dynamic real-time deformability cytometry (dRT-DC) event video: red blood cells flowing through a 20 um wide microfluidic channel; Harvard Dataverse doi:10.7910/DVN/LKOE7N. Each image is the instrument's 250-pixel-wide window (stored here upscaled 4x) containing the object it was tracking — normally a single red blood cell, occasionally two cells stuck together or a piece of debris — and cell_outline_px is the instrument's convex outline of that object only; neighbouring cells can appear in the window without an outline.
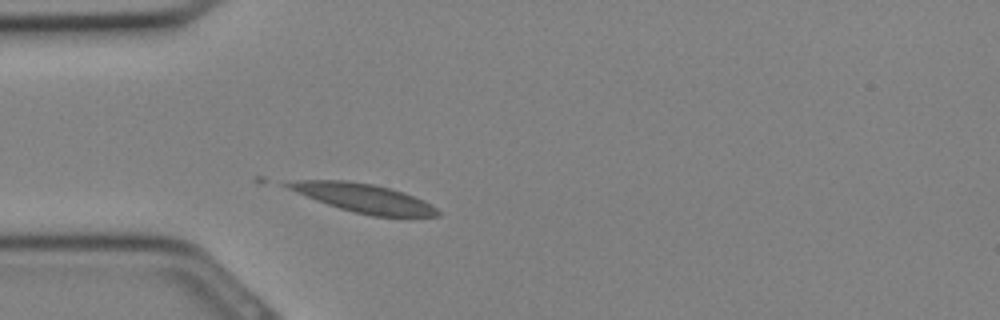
{"species": "Egyptian fruit bat (a non-hibernating species)", "species_latin": "Rousettus aegyptiacus", "temperature_condition": "cold", "stored_images_in_passage": 24, "camera_frame_rate_fps": 3000, "um_per_image_px": 0.085, "animal": {"sex": "female"}, "frame": {"image": 1, "passage_image": 1, "time_ms": 0.0, "image_size_px": [1000, 320], "cell_outline_px": [[440, 216], [372, 216], [340, 208], [316, 200], [296, 192], [280, 184], [300, 180], [348, 180], [372, 184], [404, 192], [436, 208], [440, 212]], "centroid_in_image_um": [30.87, 16.83], "position_along_channel_um": 54.1, "area_um2": 24.51}}
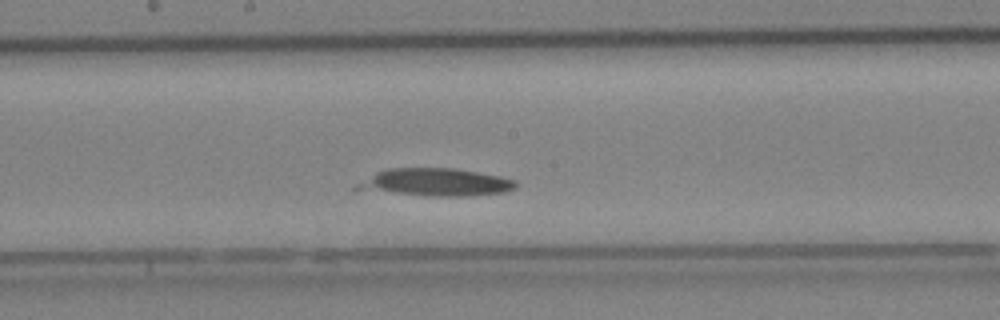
{"frame": {"image": 2, "passage_image": 9, "time_ms": 2.667, "image_size_px": [1000, 320], "cell_outline_px": [[516, 188], [504, 192], [468, 196], [424, 196], [352, 188], [356, 184], [376, 172], [388, 168], [456, 168], [500, 176], [516, 180]], "centroid_in_image_um": [37.06, 15.49], "position_along_channel_um": 211.1, "area_um2": 25.49}}
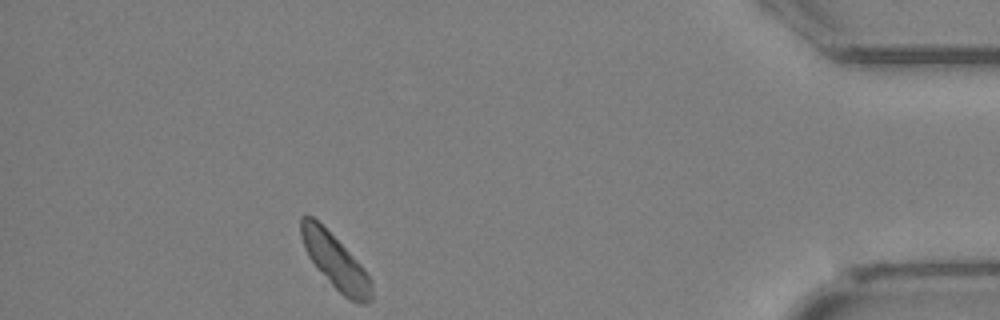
{"frame": {"image": 3, "passage_image": 21, "time_ms": 6.667, "image_size_px": [1000, 320], "cell_outline_px": [[372, 300], [364, 304], [352, 300], [344, 296], [316, 268], [308, 256], [304, 248], [300, 232], [300, 216], [312, 216], [364, 268], [372, 280]], "centroid_in_image_um": [28.5, 22.25], "position_along_channel_um": 406.7, "area_um2": 21.79}}